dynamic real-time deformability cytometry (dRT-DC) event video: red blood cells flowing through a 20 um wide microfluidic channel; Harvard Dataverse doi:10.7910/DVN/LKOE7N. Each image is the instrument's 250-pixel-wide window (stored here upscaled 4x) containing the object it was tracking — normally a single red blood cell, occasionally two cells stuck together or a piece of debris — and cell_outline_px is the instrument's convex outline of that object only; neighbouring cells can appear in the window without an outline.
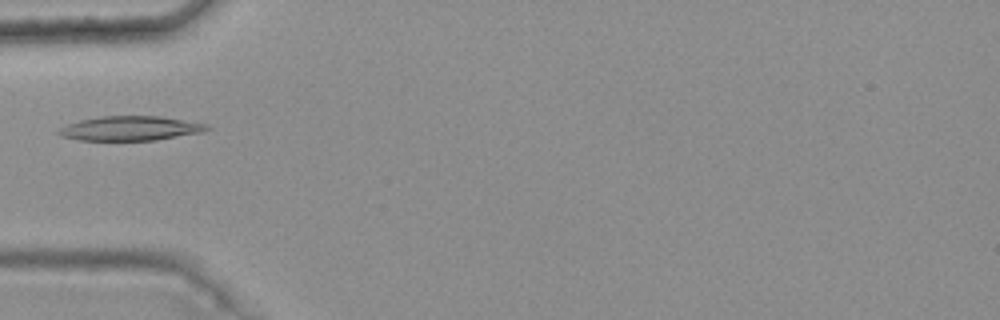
{"species": "common noctule bat (a hibernating species)", "species_latin": "Nyctalus noctula", "temperature_condition": "warm", "stored_images_in_passage": 5, "camera_frame_rate_fps": 3000, "um_per_image_px": 0.085, "animal": {"sex": "female", "body_mass_g": 25.1}, "frame": {"image": 1, "passage_image": 5, "time_ms": 1.333, "image_size_px": [1000, 320], "cell_outline_px": [[212, 128], [204, 132], [156, 140], [80, 140], [60, 136], [56, 132], [60, 128], [68, 124], [80, 120], [100, 116], [160, 116], [208, 124]], "centroid_in_image_um": [11.1, 10.91], "position_along_channel_um": 73.9, "area_um2": 21.15}}